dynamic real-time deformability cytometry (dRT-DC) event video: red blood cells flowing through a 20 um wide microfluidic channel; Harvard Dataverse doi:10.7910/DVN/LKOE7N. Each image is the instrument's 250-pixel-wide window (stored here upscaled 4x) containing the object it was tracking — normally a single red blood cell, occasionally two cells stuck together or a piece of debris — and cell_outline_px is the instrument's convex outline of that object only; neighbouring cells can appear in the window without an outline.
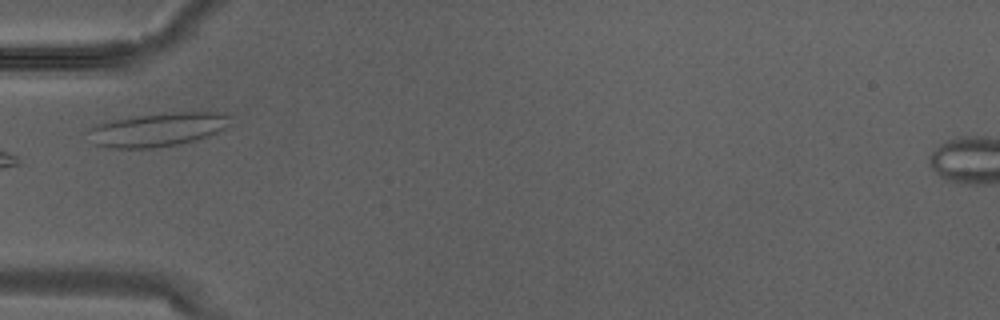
{"species": "Egyptian fruit bat (a non-hibernating species)", "species_latin": "Rousettus aegyptiacus", "temperature_condition": "warm", "stored_images_in_passage": 2, "camera_frame_rate_fps": 3000, "um_per_image_px": 0.085, "animal": {"sex": "male"}, "frame": {"image": 1, "passage_image": 2, "time_ms": 0.333, "image_size_px": [1000, 320], "cell_outline_px": [[232, 124], [208, 136], [176, 144], [152, 148], [112, 148], [96, 144], [92, 128], [100, 124], [112, 120], [140, 116], [176, 112], [220, 112], [232, 116]], "centroid_in_image_um": [13.56, 11.0], "position_along_channel_um": 71.4, "area_um2": 26.93}}